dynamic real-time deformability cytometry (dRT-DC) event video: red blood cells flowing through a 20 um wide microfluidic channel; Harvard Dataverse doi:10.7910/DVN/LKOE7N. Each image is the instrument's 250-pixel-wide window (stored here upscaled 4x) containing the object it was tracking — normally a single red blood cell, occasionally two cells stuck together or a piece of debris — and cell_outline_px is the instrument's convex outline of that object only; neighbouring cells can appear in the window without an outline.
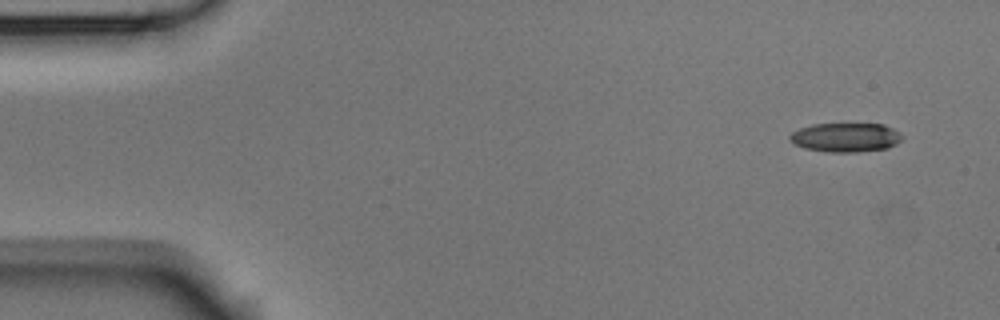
{"species": "Egyptian fruit bat (a non-hibernating species)", "species_latin": "Rousettus aegyptiacus", "temperature_condition": "room temperature", "stored_images_in_passage": 6, "camera_frame_rate_fps": 3000, "um_per_image_px": 0.085, "animal": {"sex": "male"}, "frame": {"image": 1, "passage_image": 1, "time_ms": 0.0, "image_size_px": [1000, 320], "cell_outline_px": [[904, 140], [888, 148], [856, 152], [828, 152], [804, 148], [792, 144], [788, 140], [788, 136], [792, 132], [800, 128], [812, 124], [884, 124], [900, 132], [904, 136]], "centroid_in_image_um": [71.88, 11.68], "position_along_channel_um": 13.1, "area_um2": 19.36}}
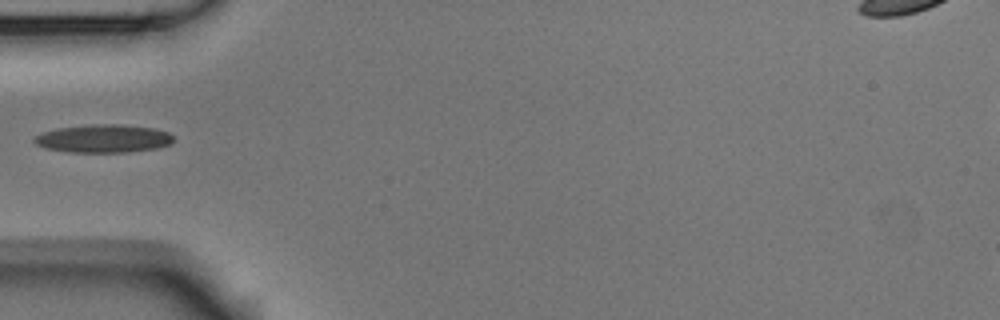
{"frame": {"image": 2, "passage_image": 5, "time_ms": 1.333, "image_size_px": [1000, 320], "cell_outline_px": [[172, 144], [156, 148], [128, 152], [68, 152], [48, 148], [36, 144], [32, 140], [36, 136], [44, 132], [56, 128], [92, 124], [120, 124], [156, 128], [168, 132], [172, 136]], "centroid_in_image_um": [8.81, 11.77], "position_along_channel_um": 76.2, "area_um2": 22.77}}
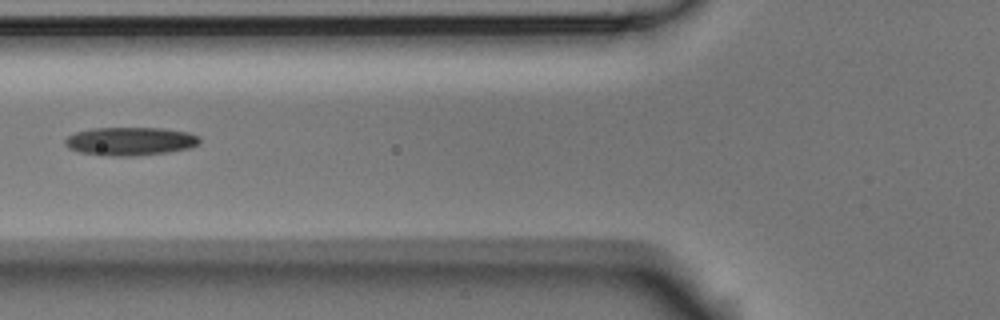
{"frame": {"image": 3, "passage_image": 6, "time_ms": 1.667, "image_size_px": [1000, 320], "cell_outline_px": [[200, 144], [192, 148], [168, 152], [136, 156], [112, 156], [80, 152], [68, 148], [64, 144], [64, 140], [68, 136], [76, 132], [92, 128], [164, 128], [188, 132], [200, 136]], "centroid_in_image_um": [11.11, 12.01], "position_along_channel_um": 114.7, "area_um2": 22.43}}